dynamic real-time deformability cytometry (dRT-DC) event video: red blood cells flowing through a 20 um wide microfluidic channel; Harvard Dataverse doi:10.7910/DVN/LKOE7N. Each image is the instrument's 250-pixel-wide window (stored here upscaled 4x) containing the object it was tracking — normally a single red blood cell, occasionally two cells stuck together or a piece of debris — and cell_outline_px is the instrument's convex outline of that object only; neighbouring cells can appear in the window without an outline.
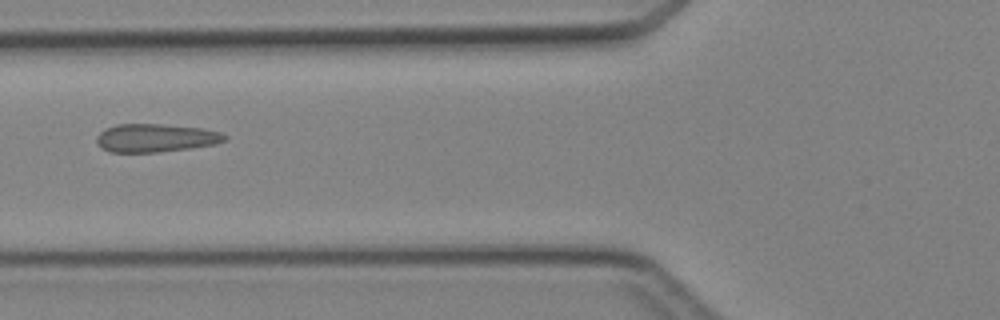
{"species": "Egyptian fruit bat (a non-hibernating species)", "species_latin": "Rousettus aegyptiacus", "temperature_condition": "cold", "stored_images_in_passage": 6, "camera_frame_rate_fps": 3000, "um_per_image_px": 0.085, "animal": {"sex": "female"}, "frame": {"image": 1, "passage_image": 6, "time_ms": 5.667, "image_size_px": [1000, 320], "cell_outline_px": [[228, 136], [224, 140], [216, 144], [192, 148], [156, 152], [112, 152], [104, 148], [96, 140], [96, 136], [104, 128], [116, 124], [164, 124], [204, 128], [220, 132]], "centroid_in_image_um": [13.25, 11.71], "position_along_channel_um": 112.5, "area_um2": 21.1}}